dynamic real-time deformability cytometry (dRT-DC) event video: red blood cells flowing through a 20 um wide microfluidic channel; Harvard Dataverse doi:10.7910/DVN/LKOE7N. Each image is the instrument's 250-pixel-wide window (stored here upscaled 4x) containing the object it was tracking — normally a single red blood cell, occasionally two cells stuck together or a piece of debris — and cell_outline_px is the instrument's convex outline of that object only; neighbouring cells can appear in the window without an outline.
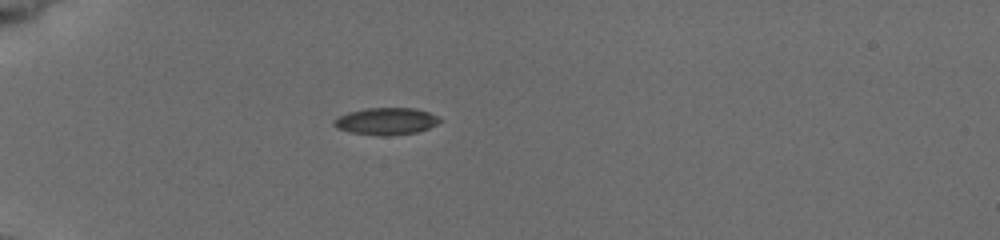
{"species": "common noctule bat (a hibernating species)", "species_latin": "Nyctalus noctula", "temperature_condition": "cold", "stored_images_in_passage": 12, "camera_frame_rate_fps": 3000, "um_per_image_px": 0.085, "animal": {"sex": "female", "body_mass_g": 19.5, "forearm_length_mm": 54.1}, "frame": {"image": 1, "passage_image": 1, "time_ms": 0.0, "image_size_px": [1000, 240], "cell_outline_px": [[444, 120], [428, 128], [416, 132], [384, 136], [380, 136], [348, 132], [336, 128], [332, 124], [332, 120], [348, 112], [364, 108], [416, 108], [428, 112]], "centroid_in_image_um": [32.78, 10.3], "position_along_channel_um": 52.2, "area_um2": 16.76}}
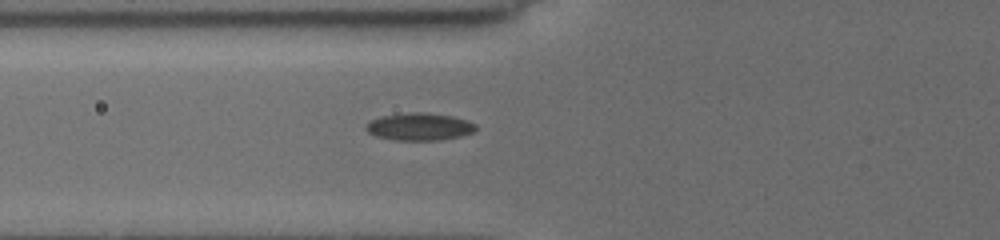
{"frame": {"image": 2, "passage_image": 10, "time_ms": 1.667, "image_size_px": [1000, 240], "cell_outline_px": [[476, 128], [472, 132], [460, 136], [440, 140], [392, 140], [376, 136], [368, 132], [364, 128], [372, 120], [384, 116], [416, 112], [424, 112], [452, 116], [468, 120], [476, 124]], "centroid_in_image_um": [35.67, 10.78], "position_along_channel_um": 90.1, "area_um2": 17.34}}